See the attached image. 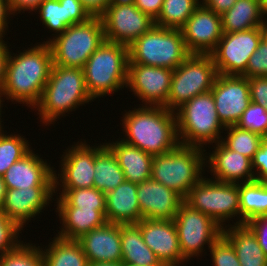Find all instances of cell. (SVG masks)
Listing matches in <instances>:
<instances>
[{
	"mask_svg": "<svg viewBox=\"0 0 267 266\" xmlns=\"http://www.w3.org/2000/svg\"><path fill=\"white\" fill-rule=\"evenodd\" d=\"M142 219L173 220L184 199L152 178L137 184Z\"/></svg>",
	"mask_w": 267,
	"mask_h": 266,
	"instance_id": "20",
	"label": "cell"
},
{
	"mask_svg": "<svg viewBox=\"0 0 267 266\" xmlns=\"http://www.w3.org/2000/svg\"><path fill=\"white\" fill-rule=\"evenodd\" d=\"M54 169L31 150L3 175L7 189L55 187Z\"/></svg>",
	"mask_w": 267,
	"mask_h": 266,
	"instance_id": "22",
	"label": "cell"
},
{
	"mask_svg": "<svg viewBox=\"0 0 267 266\" xmlns=\"http://www.w3.org/2000/svg\"><path fill=\"white\" fill-rule=\"evenodd\" d=\"M78 241L89 264L122 262L120 224L107 222L102 227L85 233Z\"/></svg>",
	"mask_w": 267,
	"mask_h": 266,
	"instance_id": "23",
	"label": "cell"
},
{
	"mask_svg": "<svg viewBox=\"0 0 267 266\" xmlns=\"http://www.w3.org/2000/svg\"><path fill=\"white\" fill-rule=\"evenodd\" d=\"M205 151L179 144L174 150L154 156L151 178L185 199L191 188L204 177L205 156L208 154Z\"/></svg>",
	"mask_w": 267,
	"mask_h": 266,
	"instance_id": "4",
	"label": "cell"
},
{
	"mask_svg": "<svg viewBox=\"0 0 267 266\" xmlns=\"http://www.w3.org/2000/svg\"><path fill=\"white\" fill-rule=\"evenodd\" d=\"M94 173V187L105 194L125 181L116 156L104 143L94 145Z\"/></svg>",
	"mask_w": 267,
	"mask_h": 266,
	"instance_id": "30",
	"label": "cell"
},
{
	"mask_svg": "<svg viewBox=\"0 0 267 266\" xmlns=\"http://www.w3.org/2000/svg\"><path fill=\"white\" fill-rule=\"evenodd\" d=\"M40 248L22 241L15 249L0 256V266H44Z\"/></svg>",
	"mask_w": 267,
	"mask_h": 266,
	"instance_id": "38",
	"label": "cell"
},
{
	"mask_svg": "<svg viewBox=\"0 0 267 266\" xmlns=\"http://www.w3.org/2000/svg\"><path fill=\"white\" fill-rule=\"evenodd\" d=\"M92 101L85 86L83 69L53 65L40 101L34 108L39 112L40 121L47 126L61 115Z\"/></svg>",
	"mask_w": 267,
	"mask_h": 266,
	"instance_id": "3",
	"label": "cell"
},
{
	"mask_svg": "<svg viewBox=\"0 0 267 266\" xmlns=\"http://www.w3.org/2000/svg\"><path fill=\"white\" fill-rule=\"evenodd\" d=\"M128 47L104 41L83 67L85 86L93 100L127 85Z\"/></svg>",
	"mask_w": 267,
	"mask_h": 266,
	"instance_id": "5",
	"label": "cell"
},
{
	"mask_svg": "<svg viewBox=\"0 0 267 266\" xmlns=\"http://www.w3.org/2000/svg\"><path fill=\"white\" fill-rule=\"evenodd\" d=\"M218 73L210 55L190 54L173 70L165 108L175 111L193 97L211 91Z\"/></svg>",
	"mask_w": 267,
	"mask_h": 266,
	"instance_id": "10",
	"label": "cell"
},
{
	"mask_svg": "<svg viewBox=\"0 0 267 266\" xmlns=\"http://www.w3.org/2000/svg\"><path fill=\"white\" fill-rule=\"evenodd\" d=\"M89 266H124L123 262H97L91 263Z\"/></svg>",
	"mask_w": 267,
	"mask_h": 266,
	"instance_id": "54",
	"label": "cell"
},
{
	"mask_svg": "<svg viewBox=\"0 0 267 266\" xmlns=\"http://www.w3.org/2000/svg\"><path fill=\"white\" fill-rule=\"evenodd\" d=\"M242 76L247 78L267 76V34L249 58L246 72Z\"/></svg>",
	"mask_w": 267,
	"mask_h": 266,
	"instance_id": "42",
	"label": "cell"
},
{
	"mask_svg": "<svg viewBox=\"0 0 267 266\" xmlns=\"http://www.w3.org/2000/svg\"><path fill=\"white\" fill-rule=\"evenodd\" d=\"M106 219L114 224H135L141 219L137 183L124 181L105 194Z\"/></svg>",
	"mask_w": 267,
	"mask_h": 266,
	"instance_id": "24",
	"label": "cell"
},
{
	"mask_svg": "<svg viewBox=\"0 0 267 266\" xmlns=\"http://www.w3.org/2000/svg\"><path fill=\"white\" fill-rule=\"evenodd\" d=\"M214 266H241L231 243L221 235L209 248Z\"/></svg>",
	"mask_w": 267,
	"mask_h": 266,
	"instance_id": "40",
	"label": "cell"
},
{
	"mask_svg": "<svg viewBox=\"0 0 267 266\" xmlns=\"http://www.w3.org/2000/svg\"><path fill=\"white\" fill-rule=\"evenodd\" d=\"M264 16L262 0H237L228 11L221 15L222 32L232 33L265 27Z\"/></svg>",
	"mask_w": 267,
	"mask_h": 266,
	"instance_id": "28",
	"label": "cell"
},
{
	"mask_svg": "<svg viewBox=\"0 0 267 266\" xmlns=\"http://www.w3.org/2000/svg\"><path fill=\"white\" fill-rule=\"evenodd\" d=\"M216 146L209 156H205L206 164L209 163L206 167L209 166L213 179L237 184L255 180L251 159L230 150L222 141L217 142Z\"/></svg>",
	"mask_w": 267,
	"mask_h": 266,
	"instance_id": "21",
	"label": "cell"
},
{
	"mask_svg": "<svg viewBox=\"0 0 267 266\" xmlns=\"http://www.w3.org/2000/svg\"><path fill=\"white\" fill-rule=\"evenodd\" d=\"M264 14L267 15V1L264 3Z\"/></svg>",
	"mask_w": 267,
	"mask_h": 266,
	"instance_id": "57",
	"label": "cell"
},
{
	"mask_svg": "<svg viewBox=\"0 0 267 266\" xmlns=\"http://www.w3.org/2000/svg\"><path fill=\"white\" fill-rule=\"evenodd\" d=\"M55 193V187L7 189L1 212L21 230L26 222L39 215Z\"/></svg>",
	"mask_w": 267,
	"mask_h": 266,
	"instance_id": "19",
	"label": "cell"
},
{
	"mask_svg": "<svg viewBox=\"0 0 267 266\" xmlns=\"http://www.w3.org/2000/svg\"><path fill=\"white\" fill-rule=\"evenodd\" d=\"M6 192H7V187L4 182V178L3 176H0V211L2 209V204H3Z\"/></svg>",
	"mask_w": 267,
	"mask_h": 266,
	"instance_id": "53",
	"label": "cell"
},
{
	"mask_svg": "<svg viewBox=\"0 0 267 266\" xmlns=\"http://www.w3.org/2000/svg\"><path fill=\"white\" fill-rule=\"evenodd\" d=\"M211 92L221 123L225 127L236 125L251 102L248 78L218 74Z\"/></svg>",
	"mask_w": 267,
	"mask_h": 266,
	"instance_id": "15",
	"label": "cell"
},
{
	"mask_svg": "<svg viewBox=\"0 0 267 266\" xmlns=\"http://www.w3.org/2000/svg\"><path fill=\"white\" fill-rule=\"evenodd\" d=\"M222 235L233 246L241 266H267V256L246 224L225 226Z\"/></svg>",
	"mask_w": 267,
	"mask_h": 266,
	"instance_id": "27",
	"label": "cell"
},
{
	"mask_svg": "<svg viewBox=\"0 0 267 266\" xmlns=\"http://www.w3.org/2000/svg\"><path fill=\"white\" fill-rule=\"evenodd\" d=\"M173 70L128 63L127 85L144 106L164 107L171 88Z\"/></svg>",
	"mask_w": 267,
	"mask_h": 266,
	"instance_id": "14",
	"label": "cell"
},
{
	"mask_svg": "<svg viewBox=\"0 0 267 266\" xmlns=\"http://www.w3.org/2000/svg\"><path fill=\"white\" fill-rule=\"evenodd\" d=\"M240 225L267 215V183L257 180L239 183Z\"/></svg>",
	"mask_w": 267,
	"mask_h": 266,
	"instance_id": "32",
	"label": "cell"
},
{
	"mask_svg": "<svg viewBox=\"0 0 267 266\" xmlns=\"http://www.w3.org/2000/svg\"><path fill=\"white\" fill-rule=\"evenodd\" d=\"M140 227L145 244L155 253L162 265L183 264L177 229L173 220L141 219Z\"/></svg>",
	"mask_w": 267,
	"mask_h": 266,
	"instance_id": "18",
	"label": "cell"
},
{
	"mask_svg": "<svg viewBox=\"0 0 267 266\" xmlns=\"http://www.w3.org/2000/svg\"><path fill=\"white\" fill-rule=\"evenodd\" d=\"M199 0H164L155 25L180 29L201 5Z\"/></svg>",
	"mask_w": 267,
	"mask_h": 266,
	"instance_id": "33",
	"label": "cell"
},
{
	"mask_svg": "<svg viewBox=\"0 0 267 266\" xmlns=\"http://www.w3.org/2000/svg\"><path fill=\"white\" fill-rule=\"evenodd\" d=\"M184 201L222 228L224 222L235 216L239 220L234 225H240L239 183L220 182L204 176L191 188Z\"/></svg>",
	"mask_w": 267,
	"mask_h": 266,
	"instance_id": "9",
	"label": "cell"
},
{
	"mask_svg": "<svg viewBox=\"0 0 267 266\" xmlns=\"http://www.w3.org/2000/svg\"><path fill=\"white\" fill-rule=\"evenodd\" d=\"M246 225L256 235L260 247L267 256V215L255 217Z\"/></svg>",
	"mask_w": 267,
	"mask_h": 266,
	"instance_id": "46",
	"label": "cell"
},
{
	"mask_svg": "<svg viewBox=\"0 0 267 266\" xmlns=\"http://www.w3.org/2000/svg\"><path fill=\"white\" fill-rule=\"evenodd\" d=\"M174 112L181 145L204 148L222 140L225 126L217 116L211 91L193 97Z\"/></svg>",
	"mask_w": 267,
	"mask_h": 266,
	"instance_id": "6",
	"label": "cell"
},
{
	"mask_svg": "<svg viewBox=\"0 0 267 266\" xmlns=\"http://www.w3.org/2000/svg\"><path fill=\"white\" fill-rule=\"evenodd\" d=\"M3 38L4 36L0 35V91L2 90L5 81V74L10 53V48H8L7 43L3 40Z\"/></svg>",
	"mask_w": 267,
	"mask_h": 266,
	"instance_id": "50",
	"label": "cell"
},
{
	"mask_svg": "<svg viewBox=\"0 0 267 266\" xmlns=\"http://www.w3.org/2000/svg\"><path fill=\"white\" fill-rule=\"evenodd\" d=\"M227 137L222 138V142L235 152L252 160L255 152L260 148L263 136L250 130H243L236 125L225 127Z\"/></svg>",
	"mask_w": 267,
	"mask_h": 266,
	"instance_id": "35",
	"label": "cell"
},
{
	"mask_svg": "<svg viewBox=\"0 0 267 266\" xmlns=\"http://www.w3.org/2000/svg\"><path fill=\"white\" fill-rule=\"evenodd\" d=\"M121 252L124 264L137 266H163L155 253L143 241L140 227L135 224H121Z\"/></svg>",
	"mask_w": 267,
	"mask_h": 266,
	"instance_id": "29",
	"label": "cell"
},
{
	"mask_svg": "<svg viewBox=\"0 0 267 266\" xmlns=\"http://www.w3.org/2000/svg\"><path fill=\"white\" fill-rule=\"evenodd\" d=\"M56 198L57 207H78L106 211L105 193L93 188L62 189Z\"/></svg>",
	"mask_w": 267,
	"mask_h": 266,
	"instance_id": "34",
	"label": "cell"
},
{
	"mask_svg": "<svg viewBox=\"0 0 267 266\" xmlns=\"http://www.w3.org/2000/svg\"><path fill=\"white\" fill-rule=\"evenodd\" d=\"M83 7L92 17H100L110 4L111 0H80Z\"/></svg>",
	"mask_w": 267,
	"mask_h": 266,
	"instance_id": "49",
	"label": "cell"
},
{
	"mask_svg": "<svg viewBox=\"0 0 267 266\" xmlns=\"http://www.w3.org/2000/svg\"><path fill=\"white\" fill-rule=\"evenodd\" d=\"M2 97H3V94H2L1 91H0V132L3 131L2 129H4V128H2V127H4V126H2V124H1V122H2V121H1V116H2V115H1V113H2V112H1V111H2L1 108H3V106H2V105H3V103H2L3 100L1 99Z\"/></svg>",
	"mask_w": 267,
	"mask_h": 266,
	"instance_id": "56",
	"label": "cell"
},
{
	"mask_svg": "<svg viewBox=\"0 0 267 266\" xmlns=\"http://www.w3.org/2000/svg\"><path fill=\"white\" fill-rule=\"evenodd\" d=\"M68 149L63 152V159L60 160L61 173L57 176V171H54L55 193L59 186L61 189L93 188L94 147L84 140L78 141Z\"/></svg>",
	"mask_w": 267,
	"mask_h": 266,
	"instance_id": "16",
	"label": "cell"
},
{
	"mask_svg": "<svg viewBox=\"0 0 267 266\" xmlns=\"http://www.w3.org/2000/svg\"><path fill=\"white\" fill-rule=\"evenodd\" d=\"M48 40L53 65L83 69L91 54L105 41L102 19L91 17Z\"/></svg>",
	"mask_w": 267,
	"mask_h": 266,
	"instance_id": "8",
	"label": "cell"
},
{
	"mask_svg": "<svg viewBox=\"0 0 267 266\" xmlns=\"http://www.w3.org/2000/svg\"><path fill=\"white\" fill-rule=\"evenodd\" d=\"M59 221L62 222L57 236L78 240L82 235L107 223L106 211L81 209L78 207H57Z\"/></svg>",
	"mask_w": 267,
	"mask_h": 266,
	"instance_id": "26",
	"label": "cell"
},
{
	"mask_svg": "<svg viewBox=\"0 0 267 266\" xmlns=\"http://www.w3.org/2000/svg\"><path fill=\"white\" fill-rule=\"evenodd\" d=\"M46 249L41 248L44 266H89L78 240L56 235Z\"/></svg>",
	"mask_w": 267,
	"mask_h": 266,
	"instance_id": "31",
	"label": "cell"
},
{
	"mask_svg": "<svg viewBox=\"0 0 267 266\" xmlns=\"http://www.w3.org/2000/svg\"><path fill=\"white\" fill-rule=\"evenodd\" d=\"M38 11L42 23L56 33L54 36L62 34L68 28L65 0H44L36 10Z\"/></svg>",
	"mask_w": 267,
	"mask_h": 266,
	"instance_id": "37",
	"label": "cell"
},
{
	"mask_svg": "<svg viewBox=\"0 0 267 266\" xmlns=\"http://www.w3.org/2000/svg\"><path fill=\"white\" fill-rule=\"evenodd\" d=\"M266 35L265 27L246 31L223 33L220 41L209 54L218 74L242 76L249 58Z\"/></svg>",
	"mask_w": 267,
	"mask_h": 266,
	"instance_id": "12",
	"label": "cell"
},
{
	"mask_svg": "<svg viewBox=\"0 0 267 266\" xmlns=\"http://www.w3.org/2000/svg\"><path fill=\"white\" fill-rule=\"evenodd\" d=\"M13 15L10 11L8 1L7 0H0V35H6V30H8V19H10ZM10 17V18H9Z\"/></svg>",
	"mask_w": 267,
	"mask_h": 266,
	"instance_id": "52",
	"label": "cell"
},
{
	"mask_svg": "<svg viewBox=\"0 0 267 266\" xmlns=\"http://www.w3.org/2000/svg\"><path fill=\"white\" fill-rule=\"evenodd\" d=\"M65 11L66 17H68V27L84 23L92 17L83 7L80 0H65Z\"/></svg>",
	"mask_w": 267,
	"mask_h": 266,
	"instance_id": "45",
	"label": "cell"
},
{
	"mask_svg": "<svg viewBox=\"0 0 267 266\" xmlns=\"http://www.w3.org/2000/svg\"><path fill=\"white\" fill-rule=\"evenodd\" d=\"M134 0H111L110 4H132Z\"/></svg>",
	"mask_w": 267,
	"mask_h": 266,
	"instance_id": "55",
	"label": "cell"
},
{
	"mask_svg": "<svg viewBox=\"0 0 267 266\" xmlns=\"http://www.w3.org/2000/svg\"><path fill=\"white\" fill-rule=\"evenodd\" d=\"M21 229L0 211V256L15 249L21 240L17 239Z\"/></svg>",
	"mask_w": 267,
	"mask_h": 266,
	"instance_id": "41",
	"label": "cell"
},
{
	"mask_svg": "<svg viewBox=\"0 0 267 266\" xmlns=\"http://www.w3.org/2000/svg\"><path fill=\"white\" fill-rule=\"evenodd\" d=\"M180 30L190 54L209 55L223 34L221 15L201 4Z\"/></svg>",
	"mask_w": 267,
	"mask_h": 266,
	"instance_id": "17",
	"label": "cell"
},
{
	"mask_svg": "<svg viewBox=\"0 0 267 266\" xmlns=\"http://www.w3.org/2000/svg\"><path fill=\"white\" fill-rule=\"evenodd\" d=\"M181 264H171V265H163V266H180Z\"/></svg>",
	"mask_w": 267,
	"mask_h": 266,
	"instance_id": "58",
	"label": "cell"
},
{
	"mask_svg": "<svg viewBox=\"0 0 267 266\" xmlns=\"http://www.w3.org/2000/svg\"><path fill=\"white\" fill-rule=\"evenodd\" d=\"M100 18L105 41L127 47L155 25L154 20L141 12L134 3L109 4Z\"/></svg>",
	"mask_w": 267,
	"mask_h": 266,
	"instance_id": "13",
	"label": "cell"
},
{
	"mask_svg": "<svg viewBox=\"0 0 267 266\" xmlns=\"http://www.w3.org/2000/svg\"><path fill=\"white\" fill-rule=\"evenodd\" d=\"M255 180L267 183V137H264L260 148L255 152L252 160Z\"/></svg>",
	"mask_w": 267,
	"mask_h": 266,
	"instance_id": "43",
	"label": "cell"
},
{
	"mask_svg": "<svg viewBox=\"0 0 267 266\" xmlns=\"http://www.w3.org/2000/svg\"><path fill=\"white\" fill-rule=\"evenodd\" d=\"M250 101L267 110V76L248 78Z\"/></svg>",
	"mask_w": 267,
	"mask_h": 266,
	"instance_id": "44",
	"label": "cell"
},
{
	"mask_svg": "<svg viewBox=\"0 0 267 266\" xmlns=\"http://www.w3.org/2000/svg\"><path fill=\"white\" fill-rule=\"evenodd\" d=\"M243 130H250L267 137V110L265 107L250 102L236 124Z\"/></svg>",
	"mask_w": 267,
	"mask_h": 266,
	"instance_id": "39",
	"label": "cell"
},
{
	"mask_svg": "<svg viewBox=\"0 0 267 266\" xmlns=\"http://www.w3.org/2000/svg\"><path fill=\"white\" fill-rule=\"evenodd\" d=\"M11 13L14 15L25 11H36L44 0H7ZM18 11V13H17Z\"/></svg>",
	"mask_w": 267,
	"mask_h": 266,
	"instance_id": "48",
	"label": "cell"
},
{
	"mask_svg": "<svg viewBox=\"0 0 267 266\" xmlns=\"http://www.w3.org/2000/svg\"><path fill=\"white\" fill-rule=\"evenodd\" d=\"M190 55L180 29L154 25L128 46V63L175 70Z\"/></svg>",
	"mask_w": 267,
	"mask_h": 266,
	"instance_id": "7",
	"label": "cell"
},
{
	"mask_svg": "<svg viewBox=\"0 0 267 266\" xmlns=\"http://www.w3.org/2000/svg\"><path fill=\"white\" fill-rule=\"evenodd\" d=\"M237 0H202V4L213 12L222 15L228 11Z\"/></svg>",
	"mask_w": 267,
	"mask_h": 266,
	"instance_id": "51",
	"label": "cell"
},
{
	"mask_svg": "<svg viewBox=\"0 0 267 266\" xmlns=\"http://www.w3.org/2000/svg\"><path fill=\"white\" fill-rule=\"evenodd\" d=\"M105 145L116 156L118 164L123 170L125 181L138 184L151 178L152 155L123 140L105 143Z\"/></svg>",
	"mask_w": 267,
	"mask_h": 266,
	"instance_id": "25",
	"label": "cell"
},
{
	"mask_svg": "<svg viewBox=\"0 0 267 266\" xmlns=\"http://www.w3.org/2000/svg\"><path fill=\"white\" fill-rule=\"evenodd\" d=\"M265 29H266V34H267V20H266V25H265Z\"/></svg>",
	"mask_w": 267,
	"mask_h": 266,
	"instance_id": "60",
	"label": "cell"
},
{
	"mask_svg": "<svg viewBox=\"0 0 267 266\" xmlns=\"http://www.w3.org/2000/svg\"><path fill=\"white\" fill-rule=\"evenodd\" d=\"M121 140L154 156L174 150L180 143L175 112L160 106H140L123 114Z\"/></svg>",
	"mask_w": 267,
	"mask_h": 266,
	"instance_id": "2",
	"label": "cell"
},
{
	"mask_svg": "<svg viewBox=\"0 0 267 266\" xmlns=\"http://www.w3.org/2000/svg\"><path fill=\"white\" fill-rule=\"evenodd\" d=\"M173 221L182 256L187 261L193 256L202 255L204 245H208L209 249L223 231L211 217L193 209L185 201L181 203Z\"/></svg>",
	"mask_w": 267,
	"mask_h": 266,
	"instance_id": "11",
	"label": "cell"
},
{
	"mask_svg": "<svg viewBox=\"0 0 267 266\" xmlns=\"http://www.w3.org/2000/svg\"><path fill=\"white\" fill-rule=\"evenodd\" d=\"M52 66L51 48L45 41L19 54L10 52L1 93L7 100L34 108L40 101Z\"/></svg>",
	"mask_w": 267,
	"mask_h": 266,
	"instance_id": "1",
	"label": "cell"
},
{
	"mask_svg": "<svg viewBox=\"0 0 267 266\" xmlns=\"http://www.w3.org/2000/svg\"><path fill=\"white\" fill-rule=\"evenodd\" d=\"M0 132V176L15 162L22 159L32 149L29 142L19 134H4Z\"/></svg>",
	"mask_w": 267,
	"mask_h": 266,
	"instance_id": "36",
	"label": "cell"
},
{
	"mask_svg": "<svg viewBox=\"0 0 267 266\" xmlns=\"http://www.w3.org/2000/svg\"><path fill=\"white\" fill-rule=\"evenodd\" d=\"M124 266H137V265H134V264H124Z\"/></svg>",
	"mask_w": 267,
	"mask_h": 266,
	"instance_id": "59",
	"label": "cell"
},
{
	"mask_svg": "<svg viewBox=\"0 0 267 266\" xmlns=\"http://www.w3.org/2000/svg\"><path fill=\"white\" fill-rule=\"evenodd\" d=\"M164 0H134L135 6L155 20L162 8Z\"/></svg>",
	"mask_w": 267,
	"mask_h": 266,
	"instance_id": "47",
	"label": "cell"
}]
</instances>
